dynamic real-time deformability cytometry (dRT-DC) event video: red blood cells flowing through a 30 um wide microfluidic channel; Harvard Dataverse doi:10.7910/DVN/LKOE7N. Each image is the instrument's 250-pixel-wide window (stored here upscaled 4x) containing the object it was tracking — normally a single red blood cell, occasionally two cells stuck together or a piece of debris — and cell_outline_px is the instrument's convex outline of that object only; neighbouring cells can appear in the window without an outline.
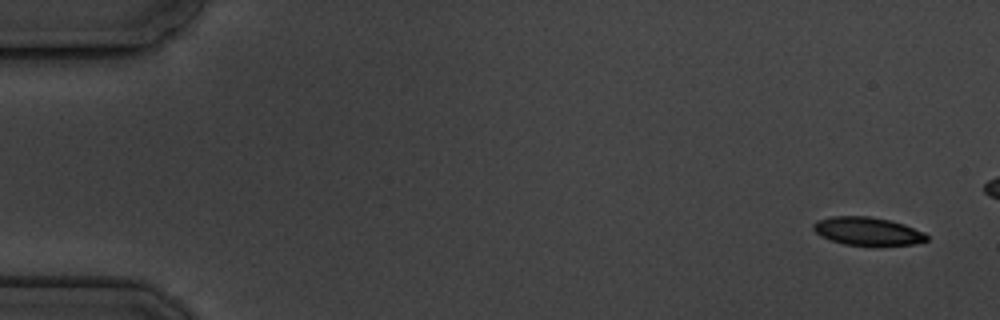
{"species": "common noctule bat (a hibernating species)", "species_latin": "Nyctalus noctula", "temperature_condition": "cold", "stored_images_in_passage": 6, "camera_frame_rate_fps": 3000, "um_per_image_px": 0.085, "animal": {"sex": "male", "body_mass_g": 19.5, "forearm_length_mm": 54.6}, "frame": {"image": 1, "passage_image": 1, "time_ms": 0.0, "image_size_px": [1000, 320], "cell_outline_px": [[928, 240], [916, 244], [844, 244], [820, 236], [812, 228], [812, 224], [816, 220], [832, 216], [868, 216], [888, 220], [904, 224], [924, 232], [928, 236]], "centroid_in_image_um": [73.71, 19.63], "position_along_channel_um": 11.3, "area_um2": 18.26}}